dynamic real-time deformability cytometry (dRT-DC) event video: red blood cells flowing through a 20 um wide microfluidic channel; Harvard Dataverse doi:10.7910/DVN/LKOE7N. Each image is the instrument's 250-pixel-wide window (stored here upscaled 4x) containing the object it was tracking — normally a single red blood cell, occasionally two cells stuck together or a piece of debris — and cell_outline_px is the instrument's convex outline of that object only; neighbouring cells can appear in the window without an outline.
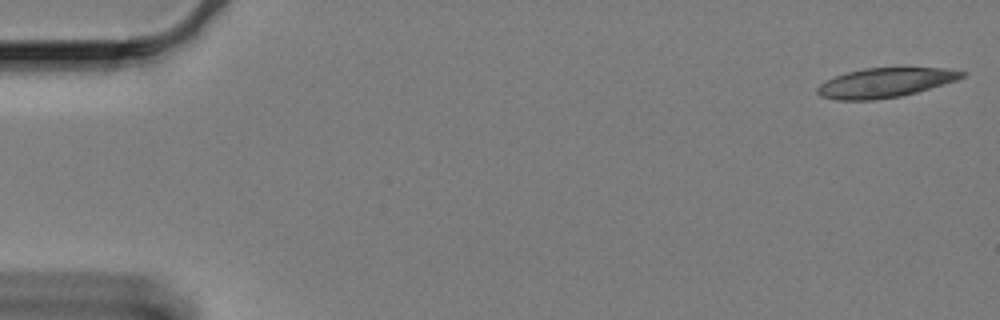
{"species": "Egyptian fruit bat (a non-hibernating species)", "species_latin": "Rousettus aegyptiacus", "temperature_condition": "cold", "stored_images_in_passage": 13, "camera_frame_rate_fps": 3000, "um_per_image_px": 0.085, "animal": {"sex": "female"}, "frame": {"image": 1, "passage_image": 1, "time_ms": 0.0, "image_size_px": [1000, 320], "cell_outline_px": [[964, 76], [956, 80], [916, 92], [900, 96], [876, 100], [836, 100], [820, 96], [816, 92], [816, 88], [820, 84], [836, 76], [848, 72], [864, 68], [948, 68], [964, 72]], "centroid_in_image_um": [75.2, 7.04], "position_along_channel_um": 9.8, "area_um2": 24.57}}